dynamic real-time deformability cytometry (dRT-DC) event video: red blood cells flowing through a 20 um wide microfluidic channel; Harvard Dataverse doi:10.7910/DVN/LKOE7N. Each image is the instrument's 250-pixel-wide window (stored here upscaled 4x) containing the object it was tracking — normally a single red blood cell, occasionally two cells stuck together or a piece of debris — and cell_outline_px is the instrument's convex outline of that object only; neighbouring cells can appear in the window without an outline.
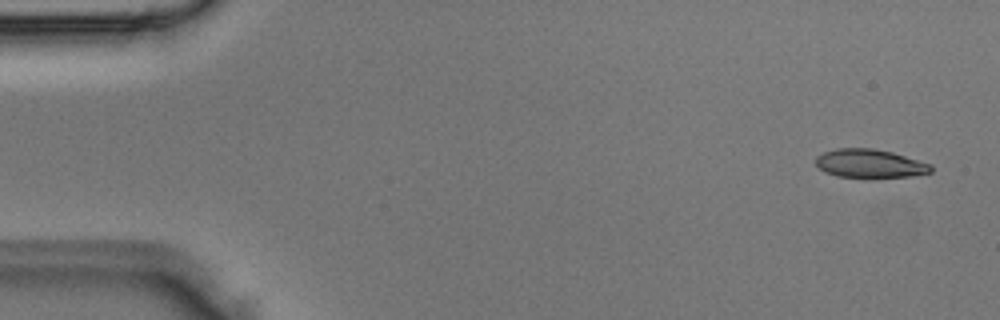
{"species": "Egyptian fruit bat (a non-hibernating species)", "species_latin": "Rousettus aegyptiacus", "temperature_condition": "room temperature", "stored_images_in_passage": 5, "camera_frame_rate_fps": 3000, "um_per_image_px": 0.085, "animal": {"sex": "male"}, "frame": {"image": 1, "passage_image": 1, "time_ms": 0.0, "image_size_px": [1000, 320], "cell_outline_px": [[932, 172], [908, 176], [836, 176], [824, 172], [816, 164], [816, 156], [824, 152], [836, 148], [872, 148], [892, 152], [932, 164]], "centroid_in_image_um": [73.92, 13.87], "position_along_channel_um": 11.1, "area_um2": 18.79}}